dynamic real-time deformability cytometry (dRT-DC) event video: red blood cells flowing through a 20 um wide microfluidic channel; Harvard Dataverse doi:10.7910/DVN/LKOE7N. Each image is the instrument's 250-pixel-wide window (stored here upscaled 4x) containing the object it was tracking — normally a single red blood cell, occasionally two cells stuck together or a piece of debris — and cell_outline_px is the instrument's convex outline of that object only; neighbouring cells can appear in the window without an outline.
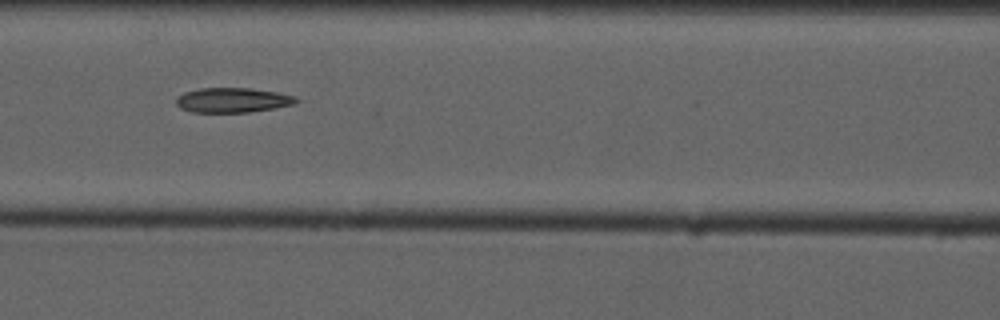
{"species": "common noctule bat (a hibernating species)", "species_latin": "Nyctalus noctula", "temperature_condition": "cold", "stored_images_in_passage": 14, "camera_frame_rate_fps": 3000, "um_per_image_px": 0.085, "animal": {"sex": "male", "forearm_length_mm": 52.5}, "frame": {"image": 1, "passage_image": 7, "time_ms": 7.667, "image_size_px": [1000, 320], "cell_outline_px": [[300, 100], [292, 104], [272, 108], [248, 112], [192, 112], [180, 108], [176, 104], [176, 96], [184, 92], [200, 88], [252, 88], [276, 92], [296, 96]], "centroid_in_image_um": [19.73, 8.5], "position_along_channel_um": 146.9, "area_um2": 17.28}}
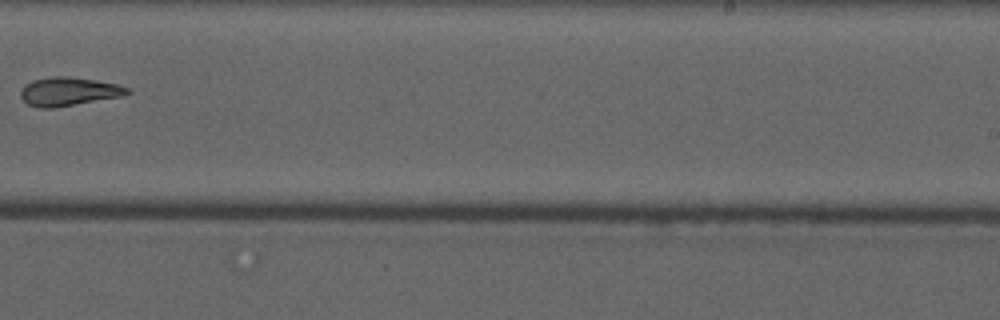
{"frame": {"image": 2, "passage_image": 10, "time_ms": 11.333, "image_size_px": [1000, 320], "cell_outline_px": [[132, 92], [120, 96], [56, 108], [40, 108], [28, 104], [20, 96], [20, 92], [24, 84], [32, 80], [56, 76], [68, 76], [116, 84], [128, 88]], "centroid_in_image_um": [5.79, 7.78], "position_along_channel_um": 283.2, "area_um2": 17.57}}
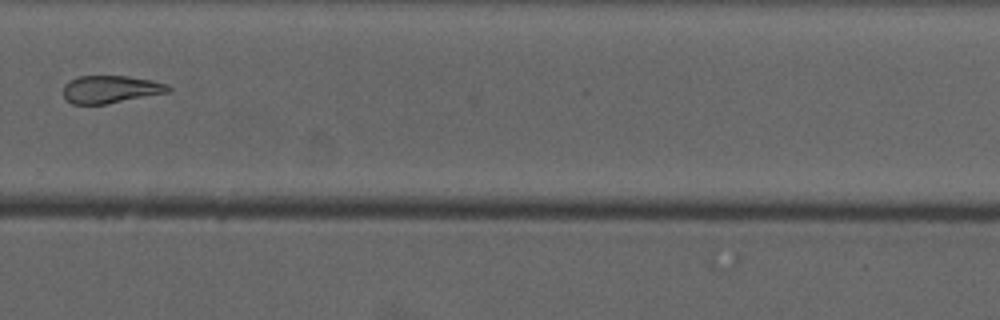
{"frame": {"image": 3, "passage_image": 11, "time_ms": 12.333, "image_size_px": [1000, 320], "cell_outline_px": [[172, 88], [168, 92], [104, 104], [72, 104], [64, 96], [64, 84], [68, 80], [76, 76], [128, 76], [152, 80], [168, 84]], "centroid_in_image_um": [9.38, 7.57], "position_along_channel_um": 320.4, "area_um2": 16.82}}